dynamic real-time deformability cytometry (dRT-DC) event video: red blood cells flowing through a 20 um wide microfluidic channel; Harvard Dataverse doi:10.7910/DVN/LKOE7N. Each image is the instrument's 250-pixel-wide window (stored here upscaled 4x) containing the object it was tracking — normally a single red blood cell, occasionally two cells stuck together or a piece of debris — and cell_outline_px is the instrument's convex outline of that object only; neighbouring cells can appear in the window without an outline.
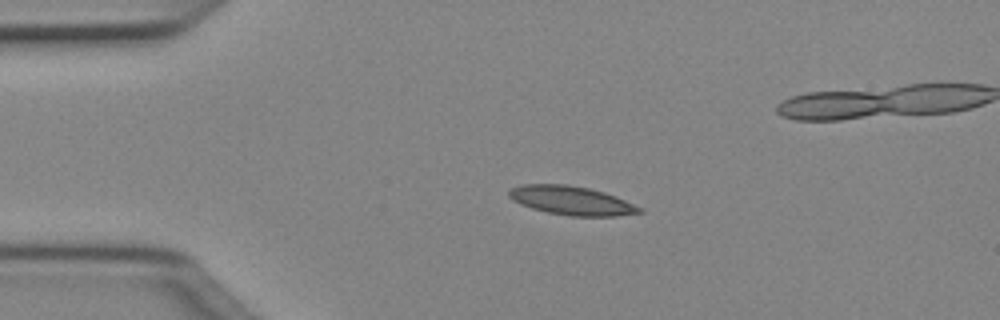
{"species": "Egyptian fruit bat (a non-hibernating species)", "species_latin": "Rousettus aegyptiacus", "temperature_condition": "cold", "stored_images_in_passage": 29, "camera_frame_rate_fps": 3000, "um_per_image_px": 0.085, "animal": {"sex": "female"}, "frame": {"image": 1, "passage_image": 1, "time_ms": 0.0, "image_size_px": [1000, 320], "cell_outline_px": [[644, 212], [616, 216], [568, 216], [548, 212], [532, 208], [520, 204], [512, 200], [508, 196], [508, 192], [512, 188], [520, 184], [568, 184], [588, 188], [604, 192], [644, 208]], "centroid_in_image_um": [48.57, 17.04], "position_along_channel_um": 36.4, "area_um2": 21.96}}
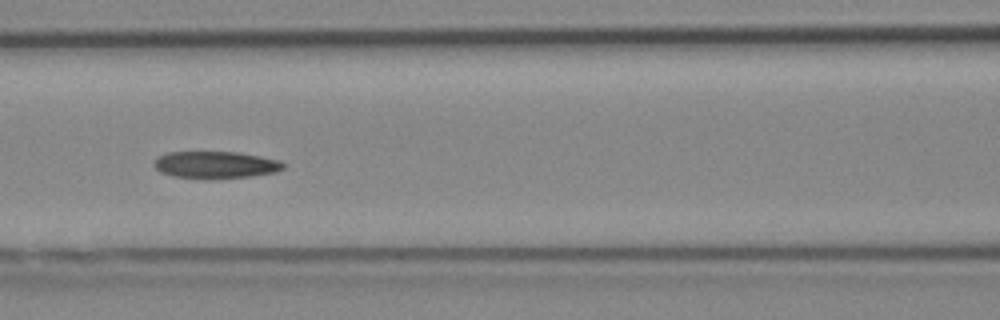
{"frame": {"image": 2, "passage_image": 12, "time_ms": 3.667, "image_size_px": [1000, 320], "cell_outline_px": [[284, 168], [276, 172], [248, 176], [212, 180], [172, 176], [160, 172], [152, 164], [156, 156], [168, 152], [240, 152], [280, 160], [284, 164]], "centroid_in_image_um": [18.28, 14.01], "position_along_channel_um": 148.3, "area_um2": 20.75}}
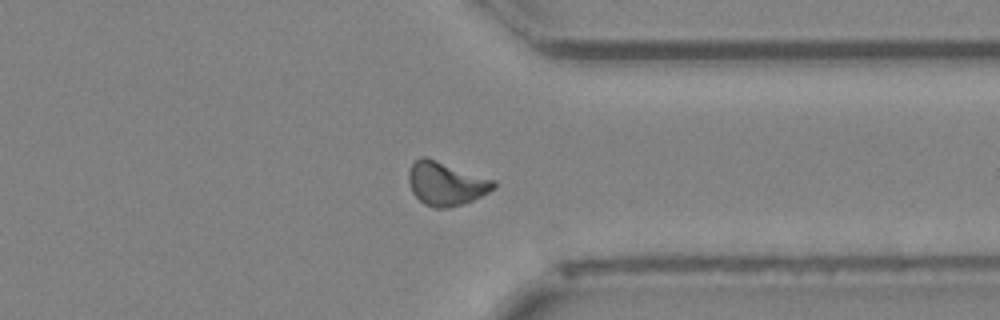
{"frame": {"image": 3, "passage_image": 29, "time_ms": 9.333, "image_size_px": [1000, 320], "cell_outline_px": [[496, 188], [472, 200], [448, 208], [436, 208], [424, 204], [412, 192], [408, 180], [408, 172], [412, 164], [420, 156], [424, 156], [496, 180]], "centroid_in_image_um": [37.9, 15.6], "position_along_channel_um": 373.5, "area_um2": 21.44}, "authors_computed_cell_mechanics": {"area_um2": 20.8658, "velocity_mm_per_s": 4.025, "shape_relaxation_time_tau1_ms": 9.8658, "shape_relaxation_time_tau2_ms": 6.5354, "deformation_change_tau1": 0.1613, "deformation_change_tau2": 0.1352}}